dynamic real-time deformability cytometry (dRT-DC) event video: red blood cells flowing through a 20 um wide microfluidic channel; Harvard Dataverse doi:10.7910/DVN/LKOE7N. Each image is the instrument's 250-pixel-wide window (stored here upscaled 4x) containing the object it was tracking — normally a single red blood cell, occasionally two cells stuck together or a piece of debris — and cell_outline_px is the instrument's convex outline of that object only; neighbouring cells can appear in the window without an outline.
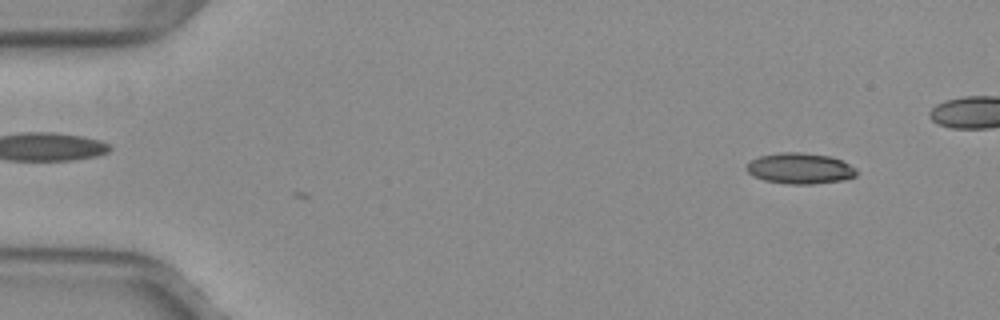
{"species": "common noctule bat (a hibernating species)", "species_latin": "Nyctalus noctula", "temperature_condition": "warm", "stored_images_in_passage": 3, "camera_frame_rate_fps": 3000, "um_per_image_px": 0.085, "animal": {"sex": "female", "body_mass_g": 29.2, "forearm_length_mm": 56.3}, "frame": {"image": 1, "passage_image": 3, "time_ms": 0.667, "image_size_px": [1000, 320], "cell_outline_px": [[856, 176], [844, 180], [812, 184], [788, 184], [764, 180], [748, 172], [744, 168], [752, 160], [760, 156], [780, 152], [800, 152], [828, 156], [840, 160], [856, 168]], "centroid_in_image_um": [68.0, 14.32], "position_along_channel_um": 17.0, "area_um2": 19.59}}